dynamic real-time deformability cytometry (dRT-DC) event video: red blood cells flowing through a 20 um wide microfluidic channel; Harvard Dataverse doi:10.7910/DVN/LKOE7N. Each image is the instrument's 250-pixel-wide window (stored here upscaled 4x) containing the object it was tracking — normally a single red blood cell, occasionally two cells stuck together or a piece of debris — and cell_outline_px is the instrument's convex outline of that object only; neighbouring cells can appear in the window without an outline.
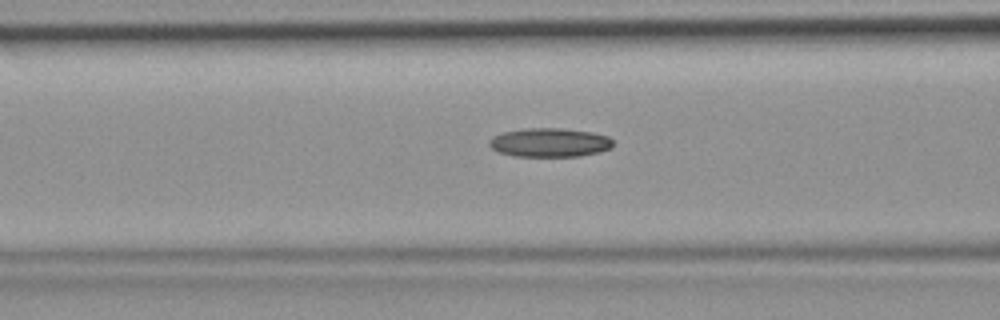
{"species": "common noctule bat (a hibernating species)", "species_latin": "Nyctalus noctula", "temperature_condition": "room temperature", "stored_images_in_passage": 47, "camera_frame_rate_fps": 3000, "um_per_image_px": 0.085, "animal": {"sex": "female", "body_mass_g": 19.9}, "frame": {"image": 1, "passage_image": 19, "time_ms": 6.0, "image_size_px": [1000, 320], "cell_outline_px": [[612, 148], [580, 156], [512, 156], [500, 152], [492, 148], [488, 144], [488, 140], [492, 136], [500, 132], [520, 128], [560, 128], [592, 132], [608, 136], [612, 140]], "centroid_in_image_um": [46.66, 12.1], "position_along_channel_um": 119.9, "area_um2": 20.98}}
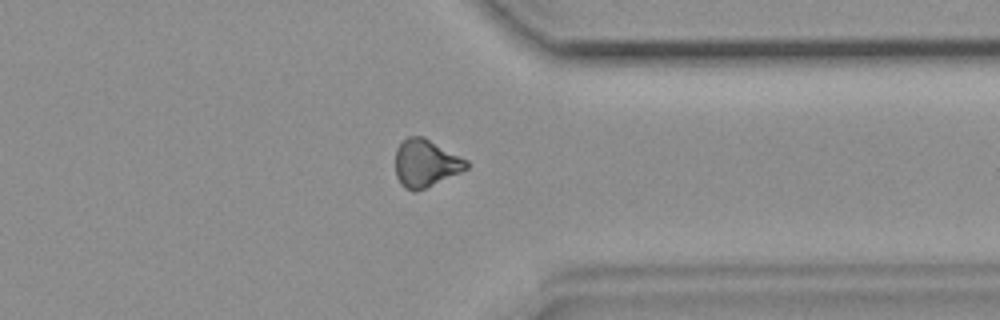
{"frame": {"image": 2, "passage_image": 37, "time_ms": 12.0, "image_size_px": [1000, 320], "cell_outline_px": [[468, 168], [460, 172], [416, 192], [412, 192], [404, 188], [400, 184], [396, 176], [396, 148], [408, 136], [424, 136], [468, 160]], "centroid_in_image_um": [36.17, 13.87], "position_along_channel_um": 375.2, "area_um2": 19.71}}
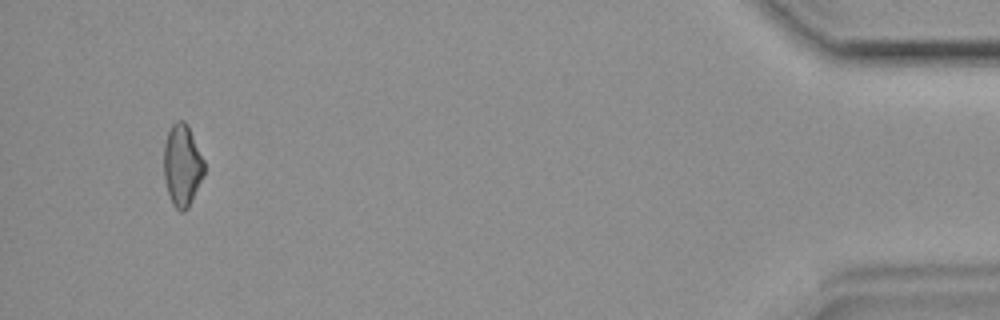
{"frame": {"image": 3, "passage_image": 45, "time_ms": 14.667, "image_size_px": [1000, 320], "cell_outline_px": [[204, 176], [188, 208], [184, 212], [180, 212], [172, 204], [164, 180], [164, 144], [168, 132], [172, 124], [176, 120], [184, 120], [188, 124], [204, 160]], "centroid_in_image_um": [15.49, 14.05], "position_along_channel_um": 419.7, "area_um2": 19.42}}